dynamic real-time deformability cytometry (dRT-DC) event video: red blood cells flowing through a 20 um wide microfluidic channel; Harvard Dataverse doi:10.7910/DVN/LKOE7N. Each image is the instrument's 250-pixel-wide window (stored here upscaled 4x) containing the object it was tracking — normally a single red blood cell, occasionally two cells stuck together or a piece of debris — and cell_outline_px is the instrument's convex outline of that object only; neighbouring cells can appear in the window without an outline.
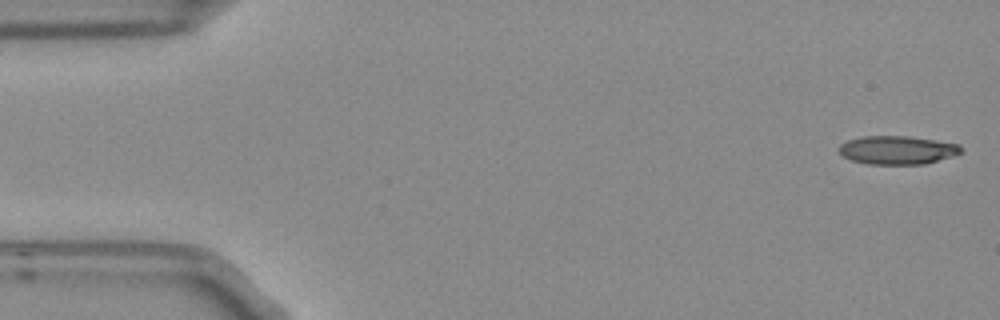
{"species": "Egyptian fruit bat (a non-hibernating species)", "species_latin": "Rousettus aegyptiacus", "temperature_condition": "room temperature", "stored_images_in_passage": 5, "camera_frame_rate_fps": 3000, "um_per_image_px": 0.085, "frame": {"image": 1, "passage_image": 1, "time_ms": 0.0, "image_size_px": [1000, 320], "cell_outline_px": [[964, 152], [952, 156], [924, 164], [868, 164], [852, 160], [844, 156], [836, 148], [840, 144], [848, 140], [864, 136], [908, 136], [960, 144], [964, 148]], "centroid_in_image_um": [76.29, 12.75], "position_along_channel_um": 8.7, "area_um2": 20.29}}
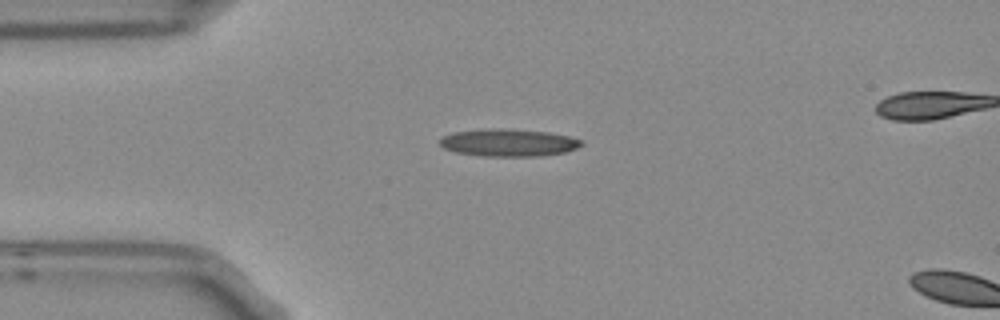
{"frame": {"image": 2, "passage_image": 4, "time_ms": 1.0, "image_size_px": [1000, 320], "cell_outline_px": [[584, 144], [576, 148], [564, 152], [540, 156], [484, 156], [456, 152], [444, 148], [440, 144], [440, 140], [444, 136], [456, 132], [548, 132], [568, 136], [584, 140]], "centroid_in_image_um": [43.32, 12.2], "position_along_channel_um": 41.7, "area_um2": 20.98}}